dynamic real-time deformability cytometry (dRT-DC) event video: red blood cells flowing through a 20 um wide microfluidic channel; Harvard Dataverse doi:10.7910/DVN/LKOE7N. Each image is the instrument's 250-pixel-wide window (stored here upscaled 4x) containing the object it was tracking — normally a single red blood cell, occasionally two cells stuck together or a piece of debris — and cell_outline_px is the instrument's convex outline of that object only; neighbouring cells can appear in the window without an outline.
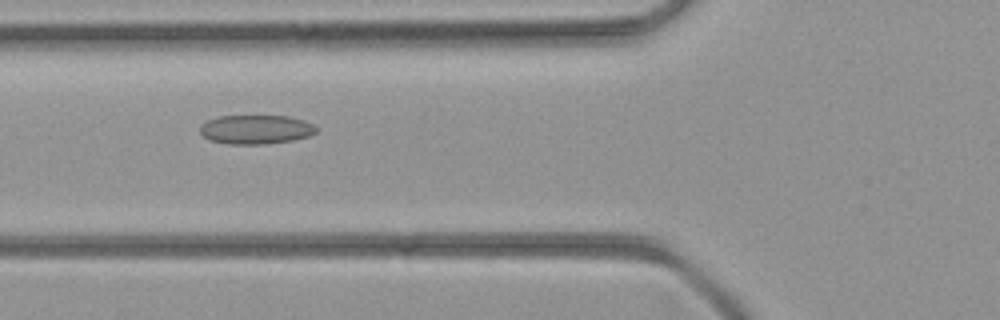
{"species": "common noctule bat (a hibernating species)", "species_latin": "Nyctalus noctula", "temperature_condition": "room temperature", "stored_images_in_passage": 29, "camera_frame_rate_fps": 3000, "um_per_image_px": 0.085, "animal": {"sex": "female", "body_mass_g": 21.9}, "frame": {"image": 1, "passage_image": 5, "time_ms": 1.333, "image_size_px": [1000, 320], "cell_outline_px": [[316, 132], [308, 136], [292, 140], [264, 144], [228, 144], [208, 140], [200, 132], [200, 124], [216, 116], [288, 116], [304, 120], [312, 124], [316, 128]], "centroid_in_image_um": [21.71, 11.0], "position_along_channel_um": 104.1, "area_um2": 19.71}}
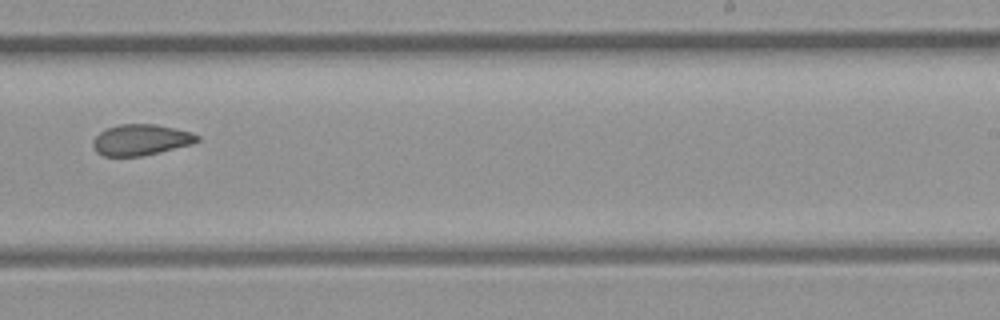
{"frame": {"image": 2, "passage_image": 16, "time_ms": 5.0, "image_size_px": [1000, 320], "cell_outline_px": [[200, 140], [192, 144], [160, 152], [140, 156], [104, 156], [96, 152], [92, 144], [92, 140], [100, 132], [108, 128], [120, 124], [156, 124], [192, 132], [200, 136]], "centroid_in_image_um": [11.98, 11.88], "position_along_channel_um": 277.0, "area_um2": 18.84}}
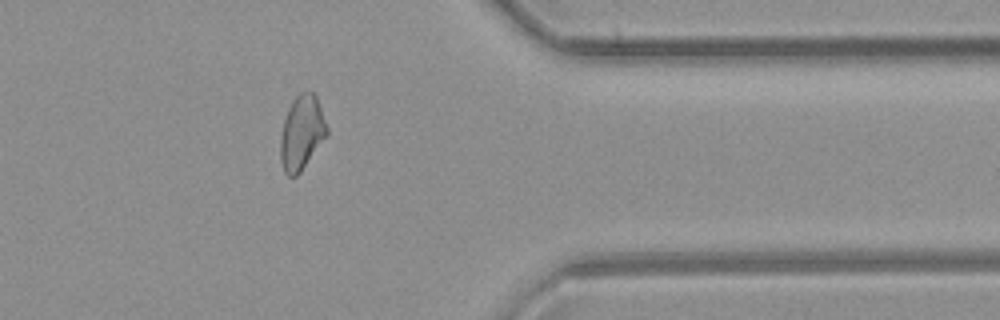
{"frame": {"image": 3, "passage_image": 24, "time_ms": 7.667, "image_size_px": [1000, 320], "cell_outline_px": [[328, 132], [300, 172], [296, 176], [288, 176], [284, 172], [280, 160], [280, 136], [284, 120], [288, 108], [292, 100], [300, 92], [312, 92], [316, 96], [328, 128]], "centroid_in_image_um": [25.61, 11.27], "position_along_channel_um": 385.8, "area_um2": 19.83}}